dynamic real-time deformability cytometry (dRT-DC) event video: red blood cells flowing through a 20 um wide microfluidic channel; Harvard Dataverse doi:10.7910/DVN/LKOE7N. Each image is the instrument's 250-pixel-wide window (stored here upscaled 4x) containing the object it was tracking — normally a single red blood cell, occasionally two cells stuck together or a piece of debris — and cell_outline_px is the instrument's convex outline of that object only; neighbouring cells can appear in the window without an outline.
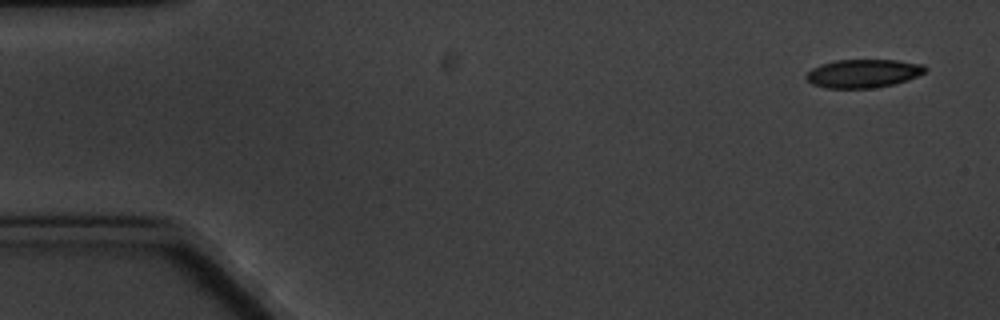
{"species": "common noctule bat (a hibernating species)", "species_latin": "Nyctalus noctula", "temperature_condition": "cold", "stored_images_in_passage": 5, "camera_frame_rate_fps": 3000, "um_per_image_px": 0.085, "animal": {"sex": "male", "body_mass_g": 20.1, "forearm_length_mm": 53.5}, "frame": {"image": 1, "passage_image": 1, "time_ms": 0.0, "image_size_px": [1000, 320], "cell_outline_px": [[928, 68], [924, 72], [908, 80], [892, 84], [872, 88], [824, 88], [812, 84], [804, 76], [812, 68], [820, 64], [836, 60], [896, 60], [924, 64]], "centroid_in_image_um": [73.36, 6.24], "position_along_channel_um": 11.6, "area_um2": 19.71}}
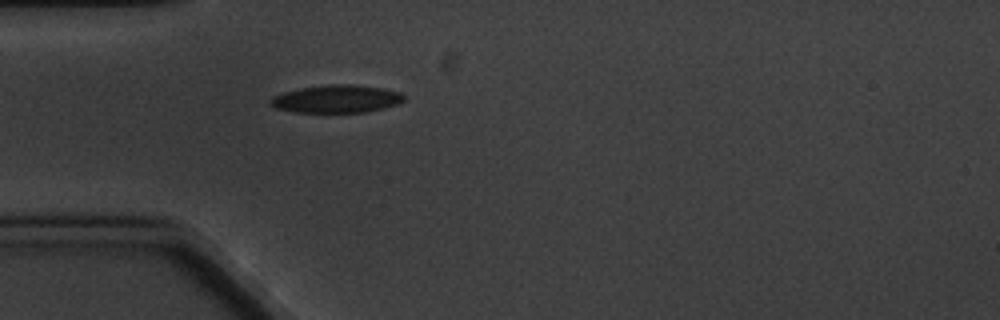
{"frame": {"image": 2, "passage_image": 5, "time_ms": 4.667, "image_size_px": [1000, 320], "cell_outline_px": [[404, 100], [400, 104], [368, 112], [296, 112], [276, 108], [268, 104], [268, 100], [272, 96], [284, 92], [300, 88], [332, 84], [348, 84], [384, 88], [400, 92], [404, 96]], "centroid_in_image_um": [28.61, 8.41], "position_along_channel_um": 56.4, "area_um2": 21.73}}